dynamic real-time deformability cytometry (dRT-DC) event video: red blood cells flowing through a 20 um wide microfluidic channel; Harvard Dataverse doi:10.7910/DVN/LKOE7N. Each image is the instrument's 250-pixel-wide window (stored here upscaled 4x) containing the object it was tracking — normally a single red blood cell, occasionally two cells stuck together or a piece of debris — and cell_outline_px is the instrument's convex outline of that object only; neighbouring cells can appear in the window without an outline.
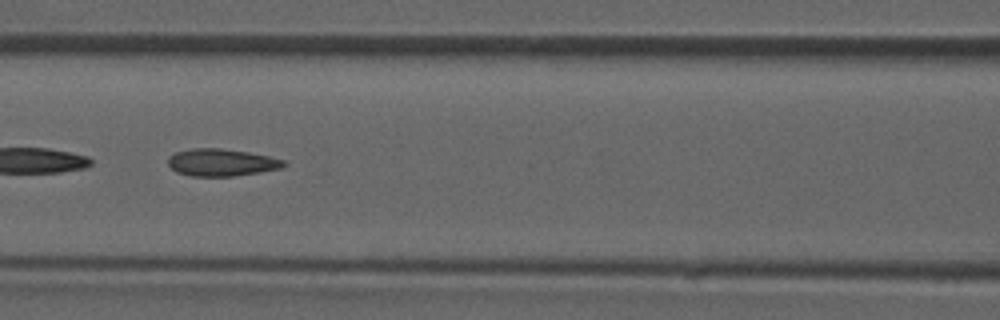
{"species": "common noctule bat (a hibernating species)", "species_latin": "Nyctalus noctula", "temperature_condition": "room temperature", "stored_images_in_passage": 38, "camera_frame_rate_fps": 3000, "um_per_image_px": 0.085, "animal": {"sex": "male", "forearm_length_mm": 52.5}, "frame": {"image": 1, "passage_image": 12, "time_ms": 3.667, "image_size_px": [1000, 320], "cell_outline_px": [[288, 164], [280, 168], [260, 172], [232, 176], [192, 176], [176, 172], [168, 164], [168, 156], [176, 152], [192, 148], [220, 148], [248, 152], [268, 156], [284, 160]], "centroid_in_image_um": [18.81, 13.8], "position_along_channel_um": 147.8, "area_um2": 18.32}}